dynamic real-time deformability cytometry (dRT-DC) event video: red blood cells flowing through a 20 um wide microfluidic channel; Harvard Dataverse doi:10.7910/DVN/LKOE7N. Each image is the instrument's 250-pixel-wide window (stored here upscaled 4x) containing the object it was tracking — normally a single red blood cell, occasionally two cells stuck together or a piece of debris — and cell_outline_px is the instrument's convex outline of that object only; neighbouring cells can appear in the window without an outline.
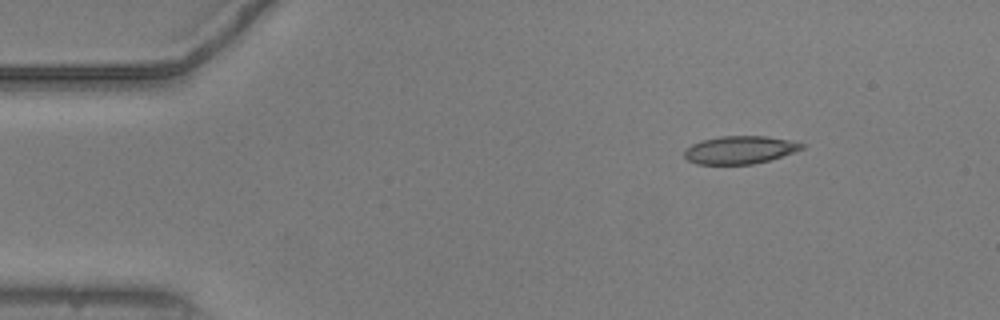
{"species": "common noctule bat (a hibernating species)", "species_latin": "Nyctalus noctula", "temperature_condition": "warm", "stored_images_in_passage": 47, "camera_frame_rate_fps": 3000, "um_per_image_px": 0.085, "animal": {"sex": "male", "body_mass_g": 20.5, "forearm_length_mm": 52.5}, "frame": {"image": 1, "passage_image": 1, "time_ms": 0.0, "image_size_px": [1000, 320], "cell_outline_px": [[804, 148], [768, 160], [752, 164], [696, 164], [688, 160], [684, 156], [684, 152], [692, 144], [700, 140], [720, 136], [764, 136], [788, 140], [804, 144]], "centroid_in_image_um": [62.84, 12.73], "position_along_channel_um": 22.2, "area_um2": 18.79}}
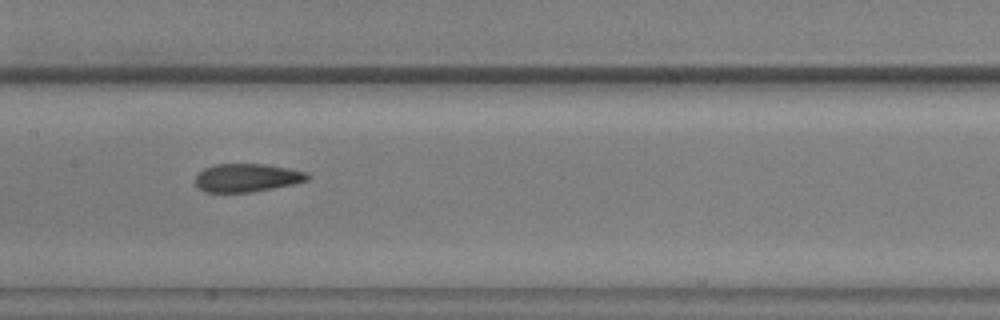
{"frame": {"image": 2, "passage_image": 20, "time_ms": 6.333, "image_size_px": [1000, 320], "cell_outline_px": [[312, 176], [308, 180], [292, 184], [252, 192], [204, 192], [196, 184], [196, 176], [204, 168], [216, 164], [264, 164], [288, 168], [304, 172]], "centroid_in_image_um": [20.99, 15.11], "position_along_channel_um": 186.4, "area_um2": 18.26}}
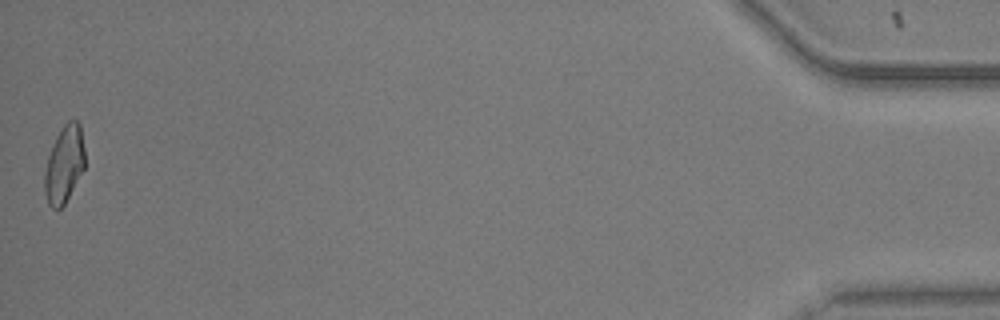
{"frame": {"image": 3, "passage_image": 47, "time_ms": 15.333, "image_size_px": [1000, 320], "cell_outline_px": [[84, 168], [64, 204], [60, 208], [52, 208], [48, 204], [44, 192], [44, 172], [48, 156], [56, 136], [64, 124], [68, 120], [76, 120], [80, 124], [84, 148]], "centroid_in_image_um": [5.44, 13.96], "position_along_channel_um": 429.8, "area_um2": 17.92}, "authors_computed_cell_mechanics": {"area_um2": 18.785, "velocity_mm_per_s": 3.7799, "shape_relaxation_time_tau1_ms": null, "shape_relaxation_time_tau2_ms": 1.8694, "deformation_change_tau1": null, "deformation_change_tau2": 0.1}}